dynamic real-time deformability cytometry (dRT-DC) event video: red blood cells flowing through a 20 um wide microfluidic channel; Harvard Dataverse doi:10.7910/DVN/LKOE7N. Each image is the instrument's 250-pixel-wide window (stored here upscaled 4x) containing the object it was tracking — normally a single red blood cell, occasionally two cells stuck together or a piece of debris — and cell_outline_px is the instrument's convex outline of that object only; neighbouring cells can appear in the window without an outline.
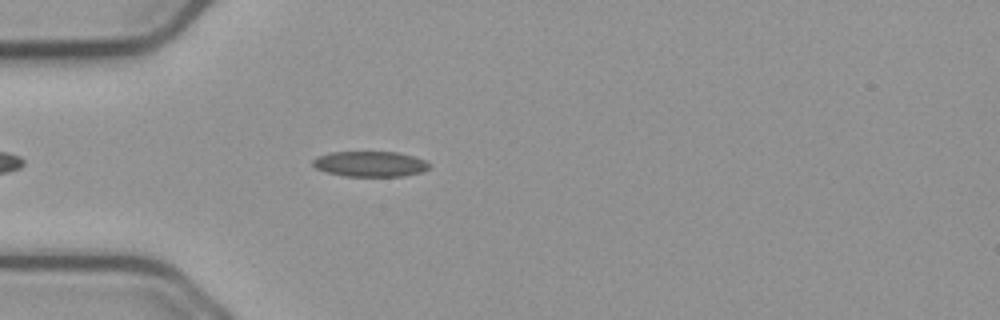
{"species": "common noctule bat (a hibernating species)", "species_latin": "Nyctalus noctula", "temperature_condition": "cold", "stored_images_in_passage": 12, "camera_frame_rate_fps": 3000, "um_per_image_px": 0.085, "animal": {"sex": "male", "body_mass_g": 23.1, "forearm_length_mm": 52.7}, "frame": {"image": 1, "passage_image": 7, "time_ms": 2.0, "image_size_px": [1000, 320], "cell_outline_px": [[432, 164], [428, 168], [420, 172], [404, 176], [344, 176], [324, 172], [316, 168], [312, 164], [312, 160], [316, 156], [332, 152], [396, 152], [428, 160]], "centroid_in_image_um": [31.45, 13.93], "position_along_channel_um": 53.6, "area_um2": 17.4}}
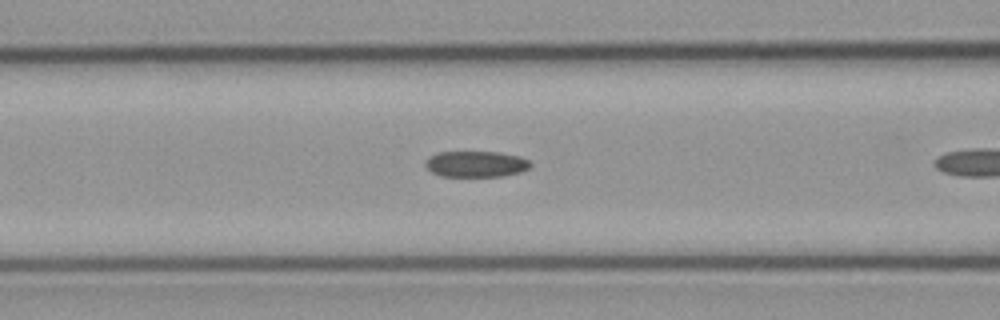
{"frame": {"image": 2, "passage_image": 10, "time_ms": 3.0, "image_size_px": [1000, 320], "cell_outline_px": [[532, 164], [528, 168], [520, 172], [504, 176], [440, 176], [432, 172], [424, 164], [432, 156], [440, 152], [500, 152], [520, 156], [528, 160]], "centroid_in_image_um": [40.5, 13.94], "position_along_channel_um": 126.1, "area_um2": 15.78}}